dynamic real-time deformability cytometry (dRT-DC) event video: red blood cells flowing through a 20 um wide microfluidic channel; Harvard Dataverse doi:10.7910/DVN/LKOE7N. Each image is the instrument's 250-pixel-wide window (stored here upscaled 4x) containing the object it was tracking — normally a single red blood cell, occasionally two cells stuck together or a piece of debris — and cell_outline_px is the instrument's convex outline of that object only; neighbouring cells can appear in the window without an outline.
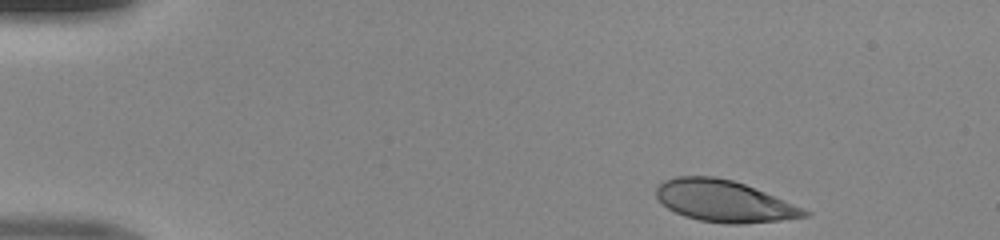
{"species": "human", "species_latin": "Homo sapiens", "temperature_condition": "room temperature", "stored_images_in_passage": 43, "camera_frame_rate_fps": 3000, "um_per_image_px": 0.085, "donor": {"sex": "male"}, "frame": {"image": 1, "passage_image": 1, "time_ms": 0.0, "image_size_px": [1000, 240], "cell_outline_px": [[812, 212], [808, 216], [780, 220], [740, 224], [724, 224], [700, 220], [684, 216], [668, 208], [656, 196], [656, 184], [664, 180], [676, 176], [716, 176], [732, 180], [744, 184], [804, 208]], "centroid_in_image_um": [61.52, 17.09], "position_along_channel_um": 23.5, "area_um2": 35.78}}
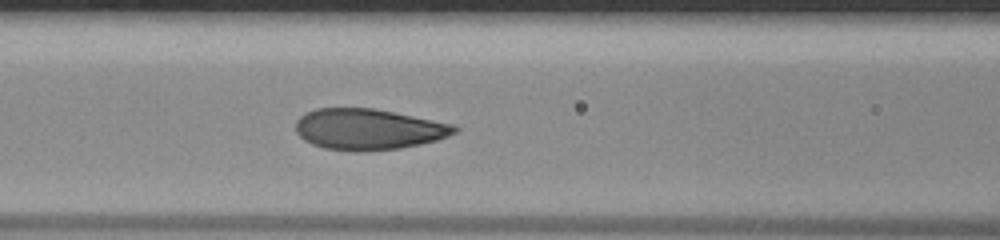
{"frame": {"image": 2, "passage_image": 16, "time_ms": 5.0, "image_size_px": [1000, 240], "cell_outline_px": [[460, 128], [456, 132], [448, 136], [436, 140], [420, 144], [400, 148], [360, 152], [356, 152], [324, 148], [312, 144], [304, 140], [296, 132], [296, 120], [304, 112], [316, 108], [372, 108], [456, 124]], "centroid_in_image_um": [31.31, 10.99], "position_along_channel_um": 135.3, "area_um2": 38.15}}
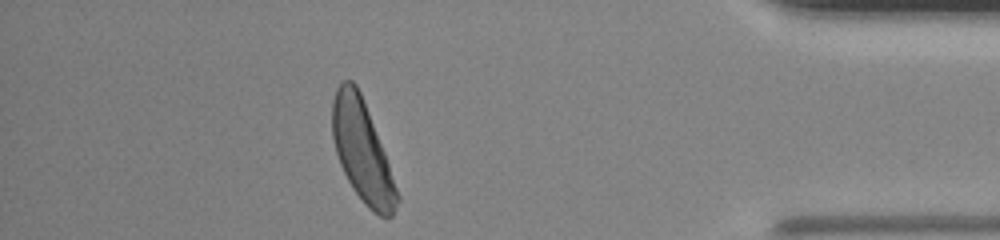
{"frame": {"image": 3, "passage_image": 38, "time_ms": 12.333, "image_size_px": [1000, 240], "cell_outline_px": [[400, 200], [392, 216], [388, 220], [372, 212], [364, 204], [352, 188], [340, 164], [336, 152], [332, 136], [332, 100], [336, 88], [344, 80], [352, 80], [356, 84], [360, 92], [384, 152], [400, 196]], "centroid_in_image_um": [30.79, 12.9], "position_along_channel_um": 404.4, "area_um2": 37.92}}